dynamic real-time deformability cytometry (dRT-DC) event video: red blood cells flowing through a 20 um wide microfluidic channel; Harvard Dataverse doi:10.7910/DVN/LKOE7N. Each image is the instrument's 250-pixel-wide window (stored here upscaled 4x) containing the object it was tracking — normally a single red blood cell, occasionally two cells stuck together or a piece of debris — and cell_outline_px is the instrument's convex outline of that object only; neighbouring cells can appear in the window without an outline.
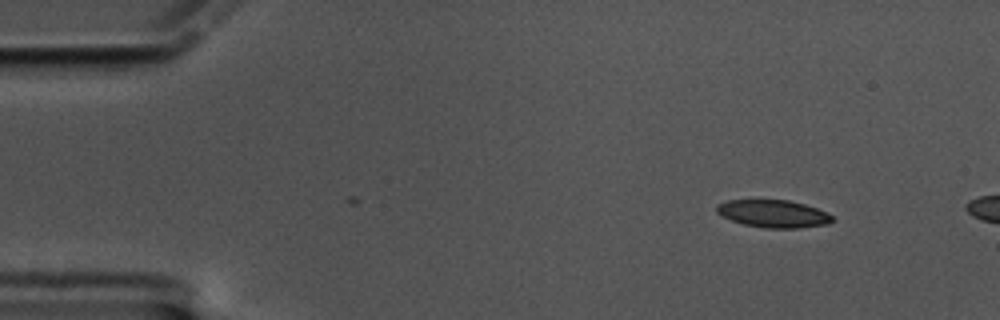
{"species": "common noctule bat (a hibernating species)", "species_latin": "Nyctalus noctula", "temperature_condition": "cold", "stored_images_in_passage": 6, "camera_frame_rate_fps": 3000, "um_per_image_px": 0.085, "animal": {"sex": "male", "body_mass_g": 17.5, "forearm_length_mm": 52.3}, "frame": {"image": 1, "passage_image": 1, "time_ms": 0.0, "image_size_px": [1000, 320], "cell_outline_px": [[836, 220], [828, 224], [800, 228], [764, 228], [744, 224], [732, 220], [716, 212], [716, 204], [728, 200], [788, 200], [804, 204], [828, 212]], "centroid_in_image_um": [65.77, 18.17], "position_along_channel_um": 19.2, "area_um2": 18.61}}